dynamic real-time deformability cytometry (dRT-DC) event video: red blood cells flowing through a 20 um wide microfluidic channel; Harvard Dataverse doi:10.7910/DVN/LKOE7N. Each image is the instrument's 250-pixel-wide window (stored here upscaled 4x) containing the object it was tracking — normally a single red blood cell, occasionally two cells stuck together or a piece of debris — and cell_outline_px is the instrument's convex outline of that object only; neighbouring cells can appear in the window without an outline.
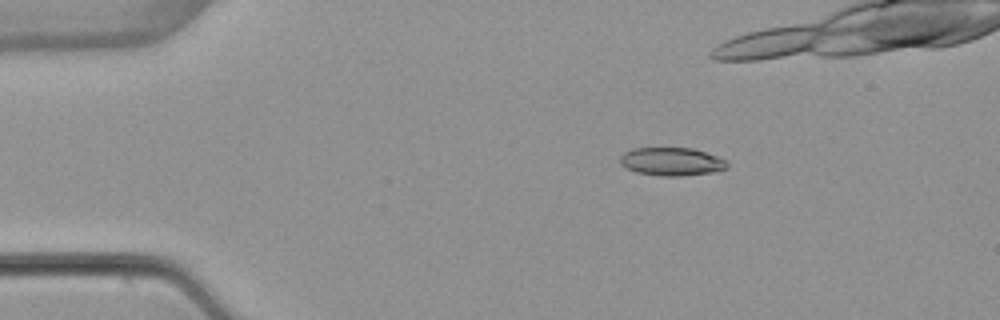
{"species": "common noctule bat (a hibernating species)", "species_latin": "Nyctalus noctula", "temperature_condition": "warm", "stored_images_in_passage": 14, "camera_frame_rate_fps": 3000, "um_per_image_px": 0.085, "animal": {"sex": "female", "body_mass_g": 22.7, "forearm_length_mm": 54.2}, "frame": {"image": 1, "passage_image": 3, "time_ms": 2.667, "image_size_px": [1000, 320], "cell_outline_px": [[728, 168], [720, 172], [680, 176], [664, 176], [636, 172], [624, 168], [620, 164], [620, 156], [624, 152], [632, 148], [692, 148], [716, 156], [724, 160], [728, 164]], "centroid_in_image_um": [57.08, 13.74], "position_along_channel_um": 27.9, "area_um2": 17.74}}